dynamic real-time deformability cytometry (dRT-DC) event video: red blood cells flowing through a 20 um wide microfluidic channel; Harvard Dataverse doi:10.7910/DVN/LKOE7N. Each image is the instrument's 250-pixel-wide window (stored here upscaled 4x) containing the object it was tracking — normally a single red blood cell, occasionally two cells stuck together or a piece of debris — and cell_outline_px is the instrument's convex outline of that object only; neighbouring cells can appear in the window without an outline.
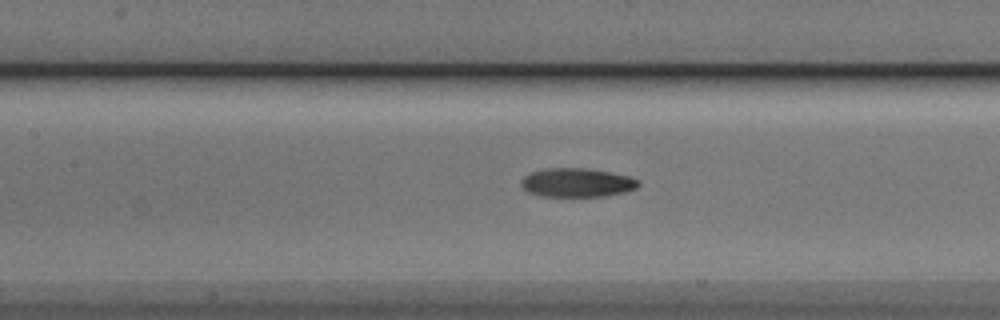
{"species": "Egyptian fruit bat (a non-hibernating species)", "species_latin": "Rousettus aegyptiacus", "temperature_condition": "cold", "stored_images_in_passage": 29, "camera_frame_rate_fps": 3000, "um_per_image_px": 0.085, "animal": {"sex": "male"}, "frame": {"image": 1, "passage_image": 10, "time_ms": 3.0, "image_size_px": [1000, 320], "cell_outline_px": [[640, 184], [636, 188], [624, 192], [604, 196], [540, 196], [528, 192], [520, 184], [520, 180], [524, 176], [532, 172], [548, 168], [584, 168], [608, 172], [628, 176], [640, 180]], "centroid_in_image_um": [49.03, 15.52], "position_along_channel_um": 158.4, "area_um2": 19.59}}
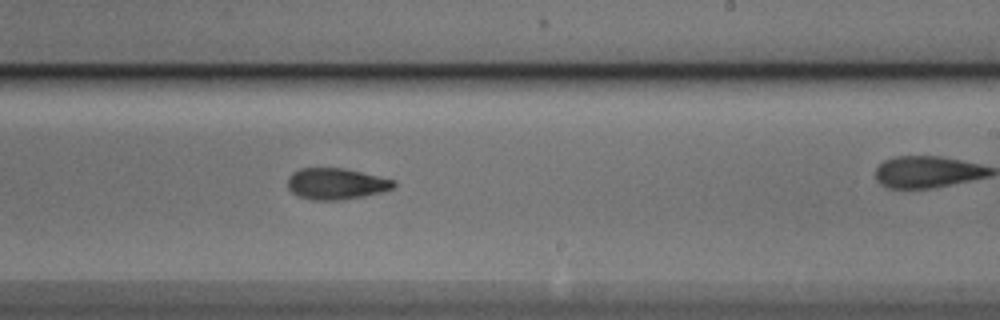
{"frame": {"image": 2, "passage_image": 18, "time_ms": 5.667, "image_size_px": [1000, 320], "cell_outline_px": [[396, 184], [392, 188], [380, 192], [364, 196], [340, 200], [312, 200], [300, 196], [292, 192], [288, 188], [288, 176], [292, 172], [300, 168], [344, 168], [396, 180]], "centroid_in_image_um": [28.56, 15.61], "position_along_channel_um": 260.4, "area_um2": 19.31}}
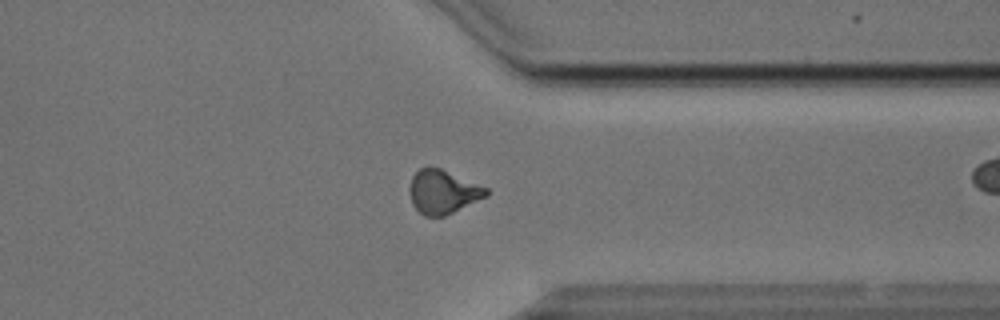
{"frame": {"image": 3, "passage_image": 27, "time_ms": 8.667, "image_size_px": [1000, 320], "cell_outline_px": [[488, 196], [444, 216], [424, 216], [412, 204], [408, 192], [408, 188], [412, 176], [420, 168], [440, 168], [488, 188]], "centroid_in_image_um": [37.62, 16.31], "position_along_channel_um": 373.8, "area_um2": 19.42}}